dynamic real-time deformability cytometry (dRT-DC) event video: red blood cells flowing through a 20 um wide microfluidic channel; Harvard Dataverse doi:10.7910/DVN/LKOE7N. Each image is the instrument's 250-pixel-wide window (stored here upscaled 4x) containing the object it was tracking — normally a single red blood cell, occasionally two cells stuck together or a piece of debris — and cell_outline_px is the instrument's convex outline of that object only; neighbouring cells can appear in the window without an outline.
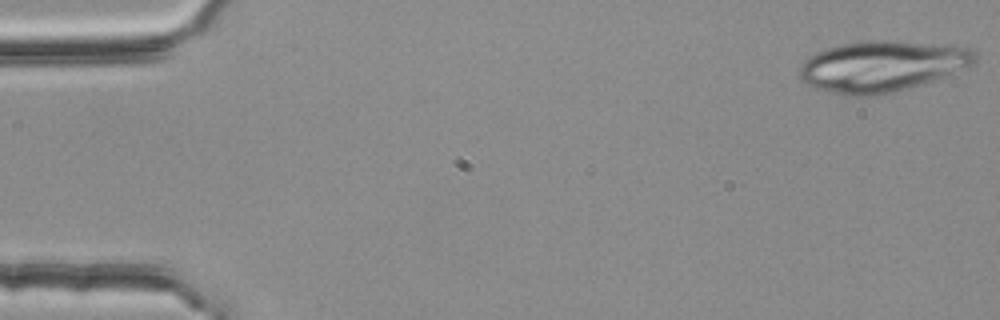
{"species": "common noctule bat (a hibernating species)", "species_latin": "Nyctalus noctula", "temperature_condition": "room temperature", "stored_images_in_passage": 13, "camera_frame_rate_fps": 3000, "um_per_image_px": 0.085, "animal": {"sex": "female", "body_mass_g": 25.1}, "frame": {"image": 1, "passage_image": 1, "time_ms": 0.0, "image_size_px": [1000, 320], "cell_outline_px": [[980, 56], [972, 64], [932, 80], [908, 88], [876, 96], [848, 96], [816, 88], [804, 84], [800, 80], [800, 64], [804, 60], [816, 52], [840, 44], [864, 40], [896, 40], [956, 44], [968, 48], [976, 52]], "centroid_in_image_um": [74.97, 5.6], "position_along_channel_um": 10.0, "area_um2": 52.48}}